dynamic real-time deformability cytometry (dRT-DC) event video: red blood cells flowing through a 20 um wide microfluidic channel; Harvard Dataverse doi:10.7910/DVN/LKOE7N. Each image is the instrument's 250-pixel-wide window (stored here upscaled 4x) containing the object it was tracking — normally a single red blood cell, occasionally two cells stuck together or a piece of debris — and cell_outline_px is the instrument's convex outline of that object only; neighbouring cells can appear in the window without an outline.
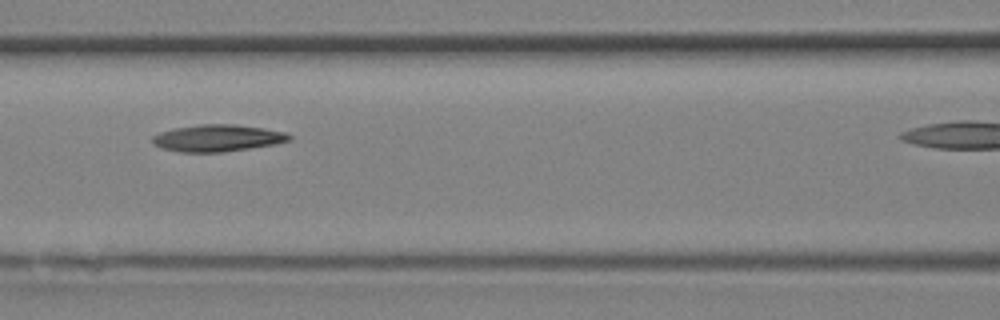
{"species": "Egyptian fruit bat (a non-hibernating species)", "species_latin": "Rousettus aegyptiacus", "temperature_condition": "room temperature", "stored_images_in_passage": 7, "camera_frame_rate_fps": 3000, "um_per_image_px": 0.085, "animal": {"sex": "female"}, "frame": {"image": 1, "passage_image": 5, "time_ms": 1.333, "image_size_px": [1000, 320], "cell_outline_px": [[292, 140], [272, 144], [248, 148], [220, 152], [180, 152], [164, 148], [152, 144], [152, 136], [160, 132], [172, 128], [200, 124], [236, 124], [264, 128], [284, 132], [292, 136]], "centroid_in_image_um": [18.46, 11.72], "position_along_channel_um": 148.1, "area_um2": 21.33}}